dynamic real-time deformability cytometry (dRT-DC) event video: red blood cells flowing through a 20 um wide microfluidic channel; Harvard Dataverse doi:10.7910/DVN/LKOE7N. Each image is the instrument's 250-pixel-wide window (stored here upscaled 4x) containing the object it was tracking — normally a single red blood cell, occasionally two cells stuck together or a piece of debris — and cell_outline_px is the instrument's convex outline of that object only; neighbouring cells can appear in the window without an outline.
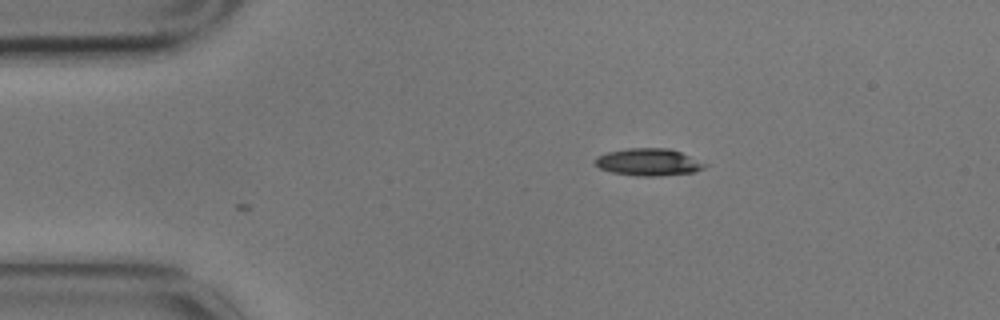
{"species": "common noctule bat (a hibernating species)", "species_latin": "Nyctalus noctula", "temperature_condition": "cold", "stored_images_in_passage": 3, "camera_frame_rate_fps": 3000, "um_per_image_px": 0.085, "animal": {"sex": "male", "body_mass_g": 17.9}, "frame": {"image": 1, "passage_image": 3, "time_ms": 0.667, "image_size_px": [1000, 320], "cell_outline_px": [[708, 164], [704, 168], [692, 172], [660, 176], [644, 176], [612, 172], [600, 168], [592, 160], [596, 156], [608, 152], [628, 148], [668, 148], [680, 152]], "centroid_in_image_um": [55.1, 13.77], "position_along_channel_um": 29.9, "area_um2": 17.22}}